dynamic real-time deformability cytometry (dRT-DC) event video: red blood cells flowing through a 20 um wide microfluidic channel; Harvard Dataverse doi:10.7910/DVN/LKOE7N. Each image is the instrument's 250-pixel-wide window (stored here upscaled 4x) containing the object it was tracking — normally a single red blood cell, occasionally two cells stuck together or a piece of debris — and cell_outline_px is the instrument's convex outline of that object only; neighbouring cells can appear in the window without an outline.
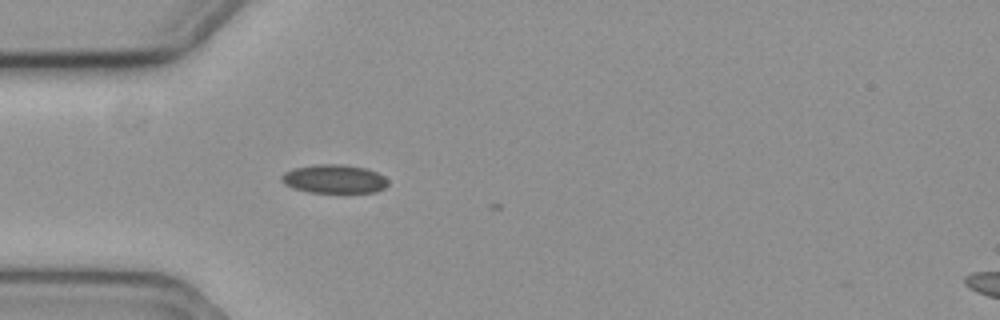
{"species": "common noctule bat (a hibernating species)", "species_latin": "Nyctalus noctula", "temperature_condition": "cold", "stored_images_in_passage": 3, "camera_frame_rate_fps": 3000, "um_per_image_px": 0.085, "animal": {"sex": "female", "body_mass_g": 19.3, "forearm_length_mm": 54.1}, "frame": {"image": 1, "passage_image": 1, "time_ms": 0.0, "image_size_px": [1000, 320], "cell_outline_px": [[388, 184], [384, 188], [376, 192], [308, 192], [292, 188], [284, 184], [280, 176], [284, 172], [296, 168], [312, 164], [344, 164], [368, 168], [384, 176], [388, 180]], "centroid_in_image_um": [28.41, 15.2], "position_along_channel_um": 56.6, "area_um2": 17.92}}